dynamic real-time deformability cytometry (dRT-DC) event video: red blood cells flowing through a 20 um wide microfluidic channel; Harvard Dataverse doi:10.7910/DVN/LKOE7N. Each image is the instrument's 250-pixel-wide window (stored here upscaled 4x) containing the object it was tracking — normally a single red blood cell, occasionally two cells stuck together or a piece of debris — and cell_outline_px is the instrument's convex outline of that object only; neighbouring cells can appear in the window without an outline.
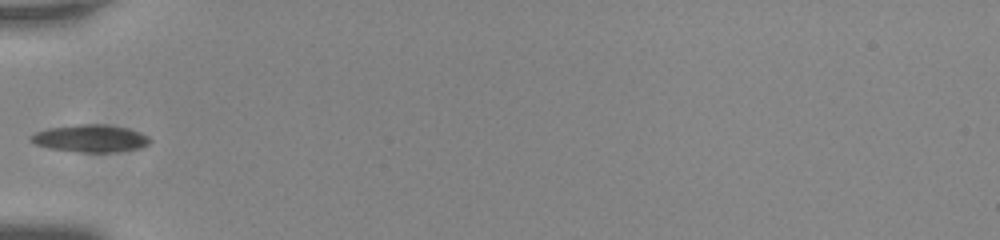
{"species": "common noctule bat (a hibernating species)", "species_latin": "Nyctalus noctula", "temperature_condition": "room temperature", "stored_images_in_passage": 37, "camera_frame_rate_fps": 3000, "um_per_image_px": 0.085, "animal": {"sex": "male", "body_mass_g": 20.0, "forearm_length_mm": 53.3}, "frame": {"image": 1, "passage_image": 1, "time_ms": 0.0, "image_size_px": [1000, 240], "cell_outline_px": [[152, 140], [148, 144], [140, 148], [112, 152], [80, 152], [48, 148], [36, 144], [28, 140], [28, 136], [36, 132], [48, 128], [76, 124], [104, 124], [128, 128], [140, 132], [148, 136]], "centroid_in_image_um": [7.67, 11.76], "position_along_channel_um": 77.3, "area_um2": 19.13}}
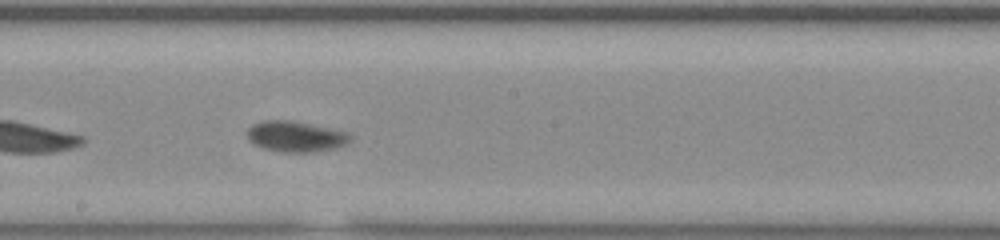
{"frame": {"image": 2, "passage_image": 13, "time_ms": 4.0, "image_size_px": [1000, 240], "cell_outline_px": [[352, 140], [348, 144], [336, 148], [312, 152], [284, 152], [264, 148], [252, 144], [248, 140], [248, 128], [252, 124], [264, 120], [292, 120], [348, 132], [352, 136]], "centroid_in_image_um": [25.15, 11.6], "position_along_channel_um": 223.0, "area_um2": 18.61}}
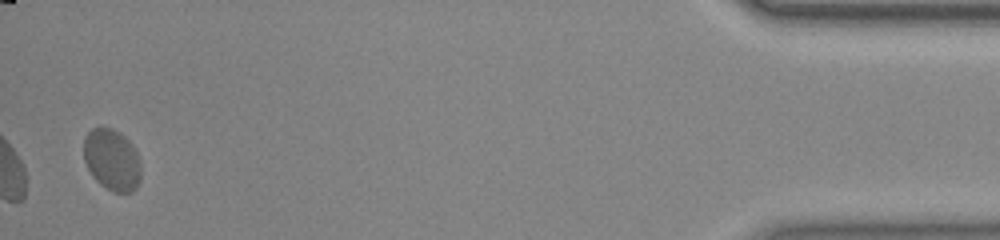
{"frame": {"image": 3, "passage_image": 36, "time_ms": 11.667, "image_size_px": [1000, 240], "cell_outline_px": [[140, 180], [136, 188], [132, 192], [112, 192], [100, 184], [92, 176], [84, 160], [84, 136], [92, 128], [112, 128], [120, 132], [132, 144], [140, 160]], "centroid_in_image_um": [9.52, 13.59], "position_along_channel_um": 425.7, "area_um2": 20.58}, "authors_computed_cell_mechanics": {"area_um2": 18.6116, "velocity_mm_per_s": 3.6376, "shape_relaxation_time_tau1_ms": 4.8006, "shape_relaxation_time_tau2_ms": null, "deformation_change_tau1": 0.1241, "deformation_change_tau2": null}}